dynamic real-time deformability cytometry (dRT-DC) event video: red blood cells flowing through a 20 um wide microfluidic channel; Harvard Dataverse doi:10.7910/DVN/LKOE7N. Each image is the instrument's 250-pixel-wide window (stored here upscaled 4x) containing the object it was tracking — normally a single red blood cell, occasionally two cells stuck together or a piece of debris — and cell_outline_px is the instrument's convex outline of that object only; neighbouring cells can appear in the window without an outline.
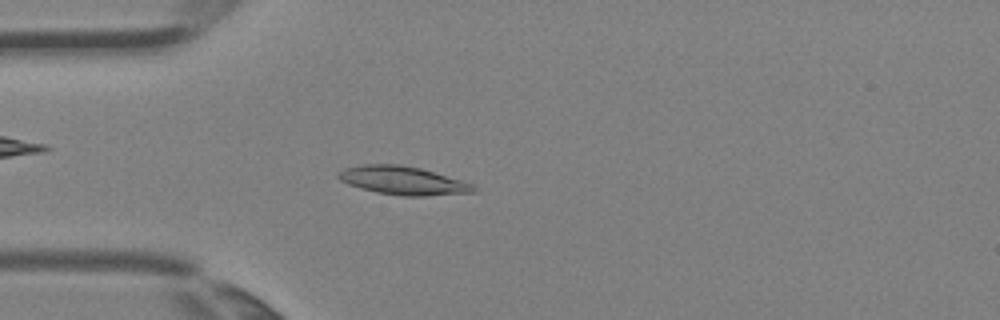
{"species": "Egyptian fruit bat (a non-hibernating species)", "species_latin": "Rousettus aegyptiacus", "temperature_condition": "room temperature", "stored_images_in_passage": 4, "camera_frame_rate_fps": 3000, "um_per_image_px": 0.085, "animal": {"sex": "female"}, "frame": {"image": 1, "passage_image": 4, "time_ms": 1.0, "image_size_px": [1000, 320], "cell_outline_px": [[476, 192], [424, 196], [404, 196], [376, 192], [360, 188], [348, 184], [340, 180], [336, 176], [336, 172], [344, 168], [364, 164], [400, 164], [420, 168], [460, 180], [472, 184], [476, 188]], "centroid_in_image_um": [34.19, 15.34], "position_along_channel_um": 50.8, "area_um2": 22.31}}